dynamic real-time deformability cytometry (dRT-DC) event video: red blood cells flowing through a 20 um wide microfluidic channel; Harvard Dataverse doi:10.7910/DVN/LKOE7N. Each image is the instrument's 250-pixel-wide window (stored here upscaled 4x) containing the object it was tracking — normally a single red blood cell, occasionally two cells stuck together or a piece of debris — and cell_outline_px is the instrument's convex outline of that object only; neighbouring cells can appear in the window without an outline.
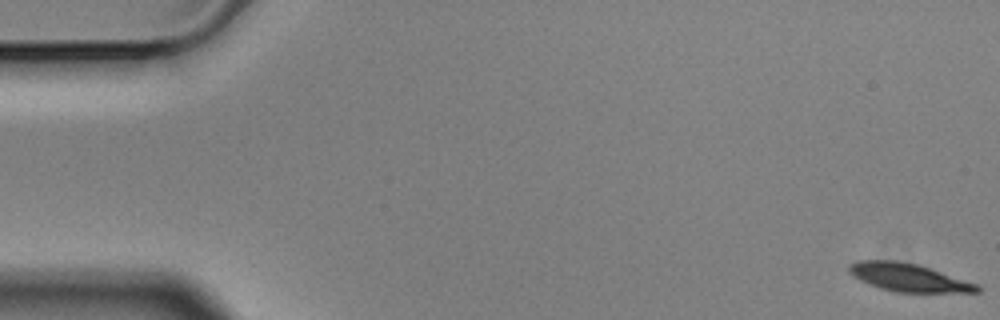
{"species": "Egyptian fruit bat (a non-hibernating species)", "species_latin": "Rousettus aegyptiacus", "temperature_condition": "cold", "stored_images_in_passage": 5, "camera_frame_rate_fps": 3000, "um_per_image_px": 0.085, "animal": {"sex": "male"}, "frame": {"image": 1, "passage_image": 1, "time_ms": 0.0, "image_size_px": [1000, 320], "cell_outline_px": [[980, 292], [896, 292], [880, 288], [860, 280], [852, 276], [848, 272], [848, 264], [856, 260], [896, 260], [920, 264], [980, 284]], "centroid_in_image_um": [77.23, 23.57], "position_along_channel_um": 7.8, "area_um2": 21.27}}
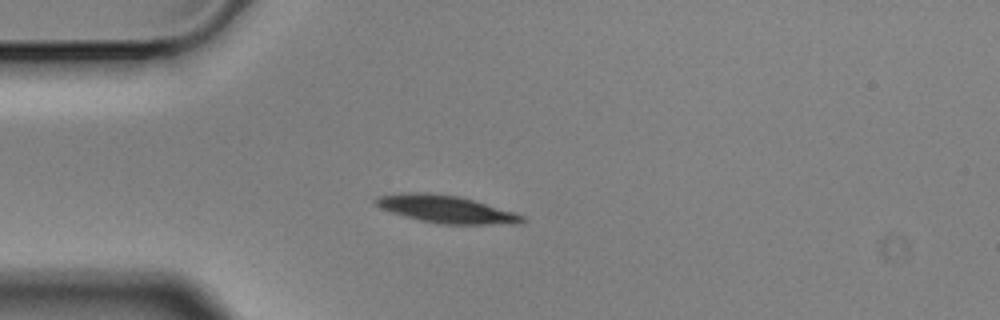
{"frame": {"image": 2, "passage_image": 5, "time_ms": 1.333, "image_size_px": [1000, 320], "cell_outline_px": [[528, 220], [516, 224], [444, 224], [420, 220], [404, 216], [380, 208], [372, 200], [380, 196], [408, 192], [424, 192], [456, 196], [472, 200], [512, 212], [524, 216]], "centroid_in_image_um": [37.9, 17.79], "position_along_channel_um": 47.1, "area_um2": 23.0}}